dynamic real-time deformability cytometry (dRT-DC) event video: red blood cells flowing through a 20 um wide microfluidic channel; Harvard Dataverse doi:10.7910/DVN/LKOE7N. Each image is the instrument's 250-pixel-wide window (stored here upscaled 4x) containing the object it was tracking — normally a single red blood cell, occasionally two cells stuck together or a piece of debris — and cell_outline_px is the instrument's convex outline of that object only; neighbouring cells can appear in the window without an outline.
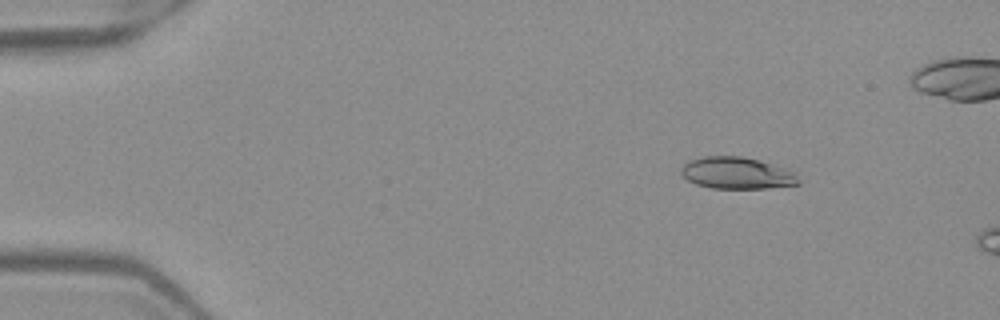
{"species": "Egyptian fruit bat (a non-hibernating species)", "species_latin": "Rousettus aegyptiacus", "temperature_condition": "warm", "stored_images_in_passage": 14, "camera_frame_rate_fps": 3000, "um_per_image_px": 0.085, "frame": {"image": 1, "passage_image": 8, "time_ms": 2.333, "image_size_px": [1000, 320], "cell_outline_px": [[800, 184], [768, 188], [712, 188], [696, 184], [688, 180], [680, 172], [680, 168], [684, 164], [692, 160], [704, 156], [740, 156], [800, 168]], "centroid_in_image_um": [62.83, 14.7], "position_along_channel_um": 22.2, "area_um2": 22.6}}